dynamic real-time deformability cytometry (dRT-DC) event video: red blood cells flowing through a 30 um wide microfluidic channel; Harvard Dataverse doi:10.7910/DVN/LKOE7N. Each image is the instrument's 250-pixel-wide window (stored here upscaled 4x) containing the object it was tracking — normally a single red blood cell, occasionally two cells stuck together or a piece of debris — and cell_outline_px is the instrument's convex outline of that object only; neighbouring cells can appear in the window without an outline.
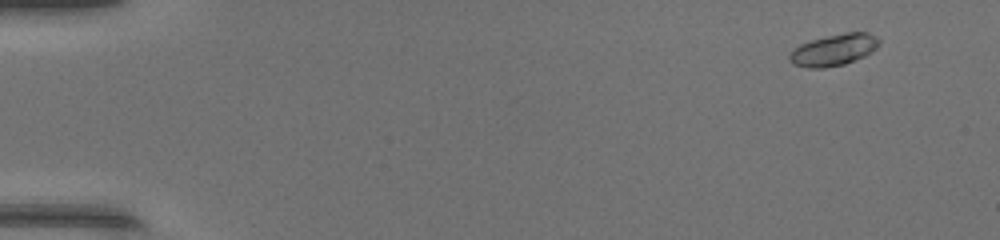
{"species": "common noctule bat (a hibernating species)", "species_latin": "Nyctalus noctula", "temperature_condition": "warm", "stored_images_in_passage": 47, "camera_frame_rate_fps": 3000, "um_per_image_px": 0.085, "animal": {"sex": "female", "body_mass_g": 17.0, "forearm_length_mm": 48.0}, "frame": {"image": 1, "passage_image": 4, "time_ms": 1.0, "image_size_px": [1000, 240], "cell_outline_px": [[880, 44], [872, 52], [864, 56], [844, 64], [824, 68], [808, 68], [792, 64], [788, 60], [788, 56], [800, 44], [812, 40], [844, 32], [868, 32], [876, 36], [880, 40]], "centroid_in_image_um": [70.89, 4.24], "position_along_channel_um": 14.1, "area_um2": 16.47}}
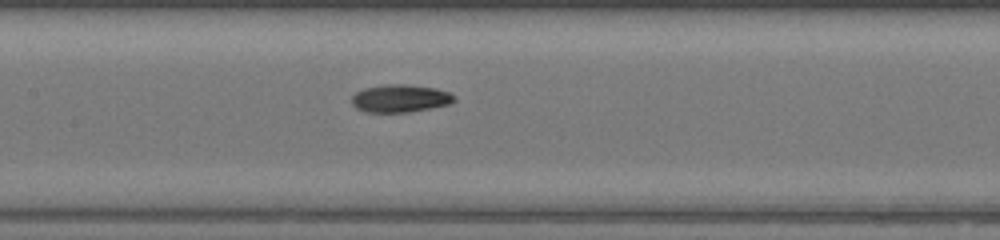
{"frame": {"image": 2, "passage_image": 23, "time_ms": 7.333, "image_size_px": [1000, 240], "cell_outline_px": [[456, 100], [448, 104], [408, 112], [364, 112], [356, 108], [352, 104], [352, 96], [356, 92], [364, 88], [384, 84], [408, 84], [436, 88], [448, 92], [456, 96]], "centroid_in_image_um": [34.0, 8.35], "position_along_channel_um": 173.4, "area_um2": 16.59}}
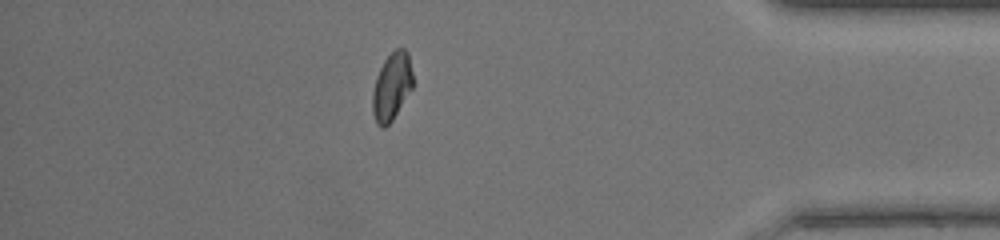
{"frame": {"image": 3, "passage_image": 41, "time_ms": 13.333, "image_size_px": [1000, 240], "cell_outline_px": [[412, 88], [392, 120], [384, 128], [380, 128], [376, 124], [372, 112], [372, 92], [376, 76], [384, 60], [396, 48], [404, 48], [408, 52], [412, 72]], "centroid_in_image_um": [33.27, 7.37], "position_along_channel_um": 401.9, "area_um2": 15.9}, "authors_computed_cell_mechanics": {"area_um2": 16.4152, "velocity_mm_per_s": 4.3884, "shape_relaxation_time_tau1_ms": 5.3087, "shape_relaxation_time_tau2_ms": 2.0206, "deformation_change_tau1": 0.1922, "deformation_change_tau2": 0.0619}}